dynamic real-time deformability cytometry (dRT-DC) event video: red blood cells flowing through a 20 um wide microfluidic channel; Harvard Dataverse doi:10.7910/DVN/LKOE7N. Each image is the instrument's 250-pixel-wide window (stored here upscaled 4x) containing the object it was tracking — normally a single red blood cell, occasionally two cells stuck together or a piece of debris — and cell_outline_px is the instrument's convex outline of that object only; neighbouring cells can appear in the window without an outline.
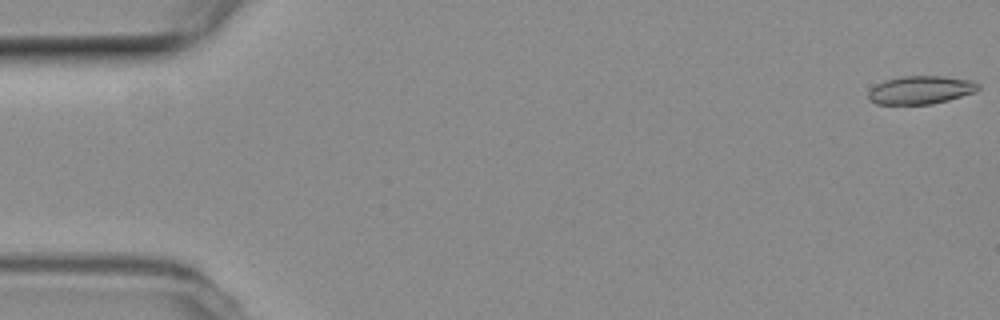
{"species": "common noctule bat (a hibernating species)", "species_latin": "Nyctalus noctula", "temperature_condition": "room temperature", "stored_images_in_passage": 5, "segment_of_instrument_passage": [1, 2], "camera_frame_rate_fps": 3000, "um_per_image_px": 0.085, "animal": {"sex": "female", "body_mass_g": 19.3, "forearm_length_mm": 54.1}, "frame": {"image": 1, "passage_image": 1, "time_ms": 0.0, "image_size_px": [1000, 320], "cell_outline_px": [[980, 88], [976, 92], [948, 100], [932, 104], [876, 104], [868, 100], [868, 92], [876, 84], [884, 80], [900, 76], [944, 76], [972, 80], [980, 84]], "centroid_in_image_um": [78.26, 7.64], "position_along_channel_um": 6.7, "area_um2": 18.26}}